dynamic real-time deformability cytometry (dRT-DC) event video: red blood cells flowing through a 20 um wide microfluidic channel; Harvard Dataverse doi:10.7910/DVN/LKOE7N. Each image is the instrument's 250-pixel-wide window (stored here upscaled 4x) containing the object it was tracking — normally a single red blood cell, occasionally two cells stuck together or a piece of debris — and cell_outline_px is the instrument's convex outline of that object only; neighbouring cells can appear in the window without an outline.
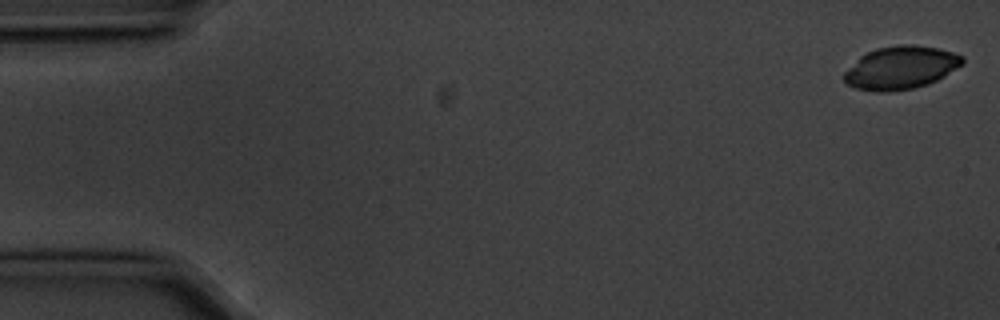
{"species": "common noctule bat (a hibernating species)", "species_latin": "Nyctalus noctula", "temperature_condition": "cold", "stored_images_in_passage": 5, "camera_frame_rate_fps": 3000, "um_per_image_px": 0.085, "animal": {"sex": "male", "body_mass_g": 20.1, "forearm_length_mm": 53.5}, "frame": {"image": 1, "passage_image": 1, "time_ms": 0.0, "image_size_px": [1000, 320], "cell_outline_px": [[964, 64], [944, 76], [928, 84], [916, 88], [888, 92], [872, 92], [856, 88], [844, 84], [844, 72], [860, 56], [876, 48], [900, 44], [912, 44], [936, 48], [952, 52], [964, 56]], "centroid_in_image_um": [76.56, 5.76], "position_along_channel_um": 8.4, "area_um2": 29.88}}